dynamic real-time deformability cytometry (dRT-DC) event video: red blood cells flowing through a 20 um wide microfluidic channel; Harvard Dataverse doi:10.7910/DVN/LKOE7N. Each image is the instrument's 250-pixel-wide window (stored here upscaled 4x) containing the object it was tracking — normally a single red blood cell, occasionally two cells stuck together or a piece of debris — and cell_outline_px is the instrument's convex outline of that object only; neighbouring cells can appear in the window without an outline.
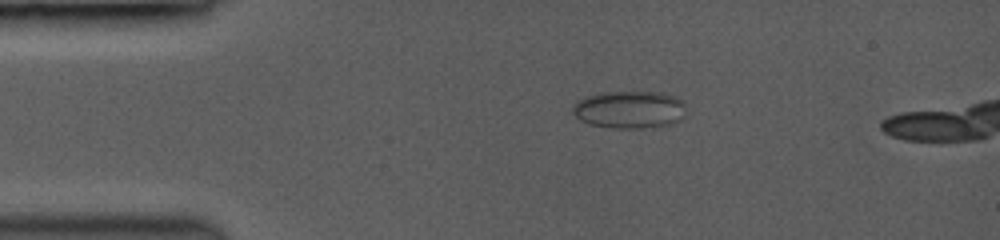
{"species": "common noctule bat (a hibernating species)", "species_latin": "Nyctalus noctula", "temperature_condition": "room temperature", "stored_images_in_passage": 17, "camera_frame_rate_fps": 3500, "um_per_image_px": 0.085, "animal": {"sex": "female", "body_mass_g": 19.0, "forearm_length_mm": 53.3}, "frame": {"image": 1, "passage_image": 12, "time_ms": 3.143, "image_size_px": [1000, 240], "cell_outline_px": [[684, 116], [680, 120], [672, 124], [656, 128], [612, 128], [588, 124], [580, 120], [572, 112], [572, 104], [588, 96], [612, 92], [656, 92], [676, 96], [684, 100]], "centroid_in_image_um": [53.54, 9.34], "position_along_channel_um": 31.5, "area_um2": 24.97}}